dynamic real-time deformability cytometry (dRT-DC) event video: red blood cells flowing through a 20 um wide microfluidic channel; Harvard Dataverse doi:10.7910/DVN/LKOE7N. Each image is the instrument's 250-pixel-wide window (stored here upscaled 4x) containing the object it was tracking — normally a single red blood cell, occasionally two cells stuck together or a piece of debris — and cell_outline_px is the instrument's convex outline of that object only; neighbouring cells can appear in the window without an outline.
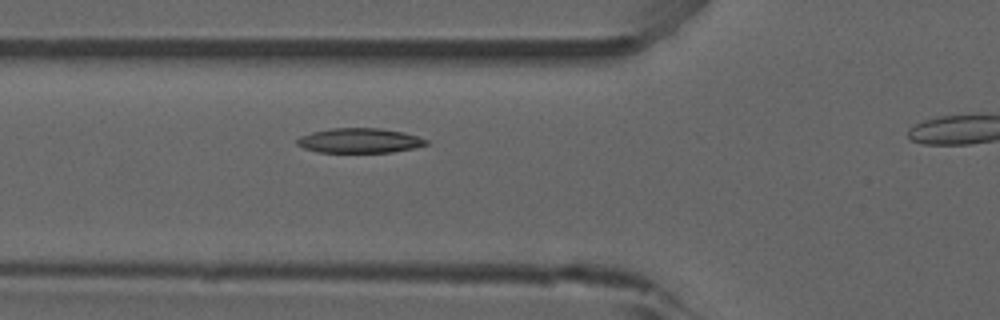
{"species": "common noctule bat (a hibernating species)", "species_latin": "Nyctalus noctula", "temperature_condition": "room temperature", "stored_images_in_passage": 34, "camera_frame_rate_fps": 3000, "um_per_image_px": 0.085, "animal": {"sex": "male", "forearm_length_mm": 52.5}, "frame": {"image": 1, "passage_image": 10, "time_ms": 3.0, "image_size_px": [1000, 320], "cell_outline_px": [[428, 144], [412, 148], [392, 152], [316, 152], [304, 148], [296, 144], [296, 140], [300, 136], [312, 132], [332, 128], [380, 128], [404, 132], [428, 140]], "centroid_in_image_um": [30.54, 11.95], "position_along_channel_um": 95.3, "area_um2": 18.55}}